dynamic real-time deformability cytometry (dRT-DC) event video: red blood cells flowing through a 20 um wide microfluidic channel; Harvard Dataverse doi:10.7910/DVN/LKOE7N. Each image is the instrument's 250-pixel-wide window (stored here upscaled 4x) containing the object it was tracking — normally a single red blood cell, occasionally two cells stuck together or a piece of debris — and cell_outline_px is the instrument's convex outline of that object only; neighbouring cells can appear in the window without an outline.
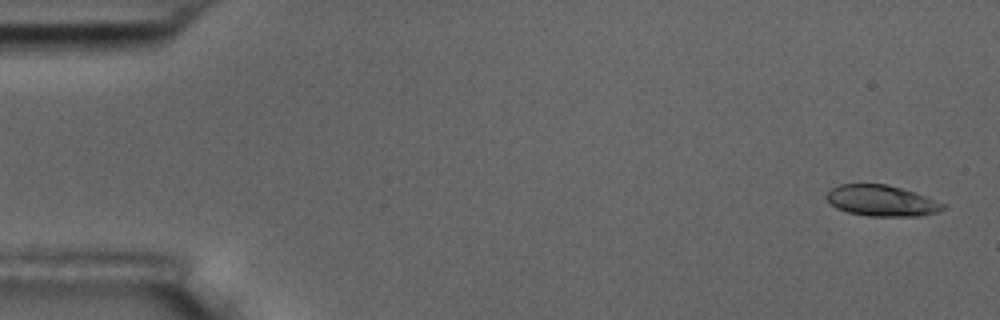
{"species": "common noctule bat (a hibernating species)", "species_latin": "Nyctalus noctula", "temperature_condition": "room temperature", "stored_images_in_passage": 5, "camera_frame_rate_fps": 3000, "um_per_image_px": 0.085, "animal": {"sex": "male", "body_mass_g": 17.5, "forearm_length_mm": 52.3}, "frame": {"image": 1, "passage_image": 1, "time_ms": 0.0, "image_size_px": [1000, 320], "cell_outline_px": [[948, 208], [940, 212], [916, 216], [868, 216], [848, 212], [836, 208], [824, 196], [832, 188], [840, 184], [888, 184], [924, 196], [944, 204]], "centroid_in_image_um": [74.93, 17.07], "position_along_channel_um": 10.1, "area_um2": 20.87}}
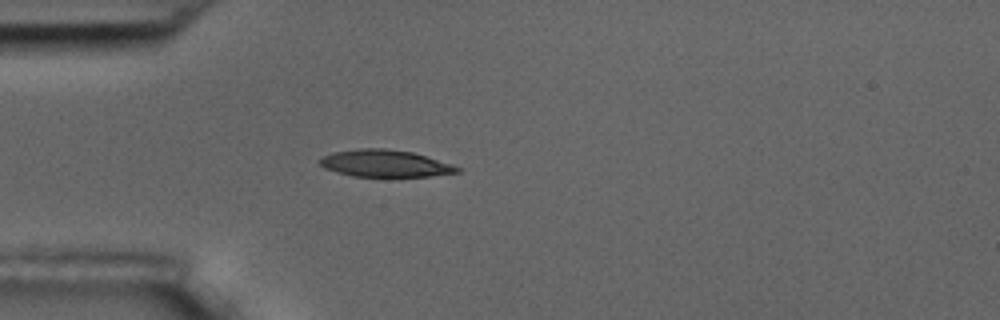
{"frame": {"image": 2, "passage_image": 5, "time_ms": 4.667, "image_size_px": [1000, 320], "cell_outline_px": [[460, 172], [432, 176], [352, 176], [336, 172], [324, 168], [316, 160], [332, 152], [360, 148], [384, 148], [412, 152], [452, 164], [460, 168]], "centroid_in_image_um": [32.69, 13.89], "position_along_channel_um": 52.3, "area_um2": 21.62}}